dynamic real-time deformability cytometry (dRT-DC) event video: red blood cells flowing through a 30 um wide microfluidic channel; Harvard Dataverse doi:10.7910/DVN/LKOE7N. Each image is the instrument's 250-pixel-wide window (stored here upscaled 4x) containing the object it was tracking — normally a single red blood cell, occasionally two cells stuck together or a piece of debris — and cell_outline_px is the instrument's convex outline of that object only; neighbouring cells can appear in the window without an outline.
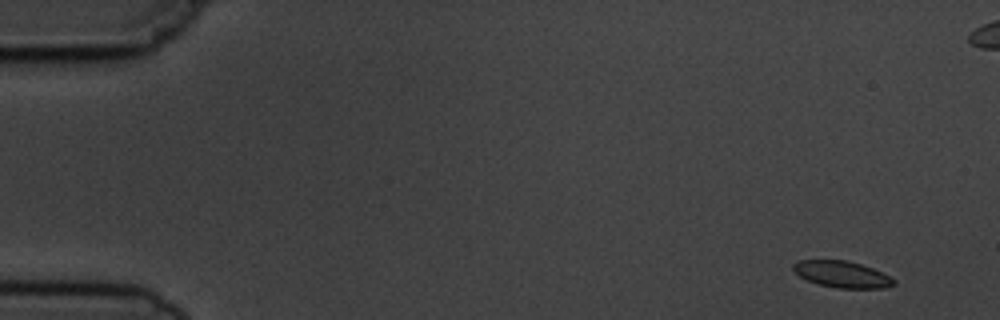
{"species": "common noctule bat (a hibernating species)", "species_latin": "Nyctalus noctula", "temperature_condition": "cold", "stored_images_in_passage": 6, "camera_frame_rate_fps": 3000, "um_per_image_px": 0.085, "animal": {"sex": "male", "body_mass_g": 19.5, "forearm_length_mm": 54.6}, "frame": {"image": 1, "passage_image": 1, "time_ms": 0.0, "image_size_px": [1000, 320], "cell_outline_px": [[896, 284], [884, 288], [836, 288], [820, 284], [808, 280], [800, 276], [792, 268], [792, 264], [800, 260], [844, 260], [860, 264], [872, 268], [896, 280]], "centroid_in_image_um": [71.57, 23.32], "position_along_channel_um": 13.4, "area_um2": 15.32}}